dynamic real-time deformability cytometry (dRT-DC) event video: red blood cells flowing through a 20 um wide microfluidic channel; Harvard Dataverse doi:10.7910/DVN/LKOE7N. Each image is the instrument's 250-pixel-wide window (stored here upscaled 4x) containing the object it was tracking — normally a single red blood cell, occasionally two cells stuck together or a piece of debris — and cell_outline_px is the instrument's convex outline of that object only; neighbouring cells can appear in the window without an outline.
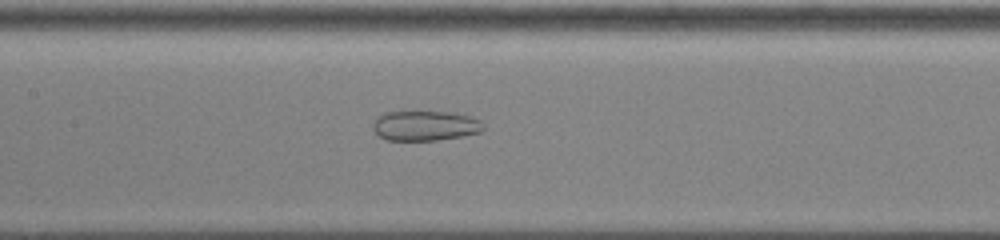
{"species": "common noctule bat (a hibernating species)", "species_latin": "Nyctalus noctula", "temperature_condition": "cold", "stored_images_in_passage": 38, "camera_frame_rate_fps": 3000, "um_per_image_px": 0.085, "animal": {"sex": "male", "body_mass_g": 13.0, "forearm_length_mm": 53.1}, "frame": {"image": 1, "passage_image": 12, "time_ms": 3.667, "image_size_px": [1000, 240], "cell_outline_px": [[484, 128], [480, 132], [464, 136], [436, 140], [388, 140], [380, 136], [372, 128], [372, 124], [380, 116], [388, 112], [452, 112], [468, 116], [480, 120], [484, 124]], "centroid_in_image_um": [36.17, 10.69], "position_along_channel_um": 171.2, "area_um2": 19.07}}
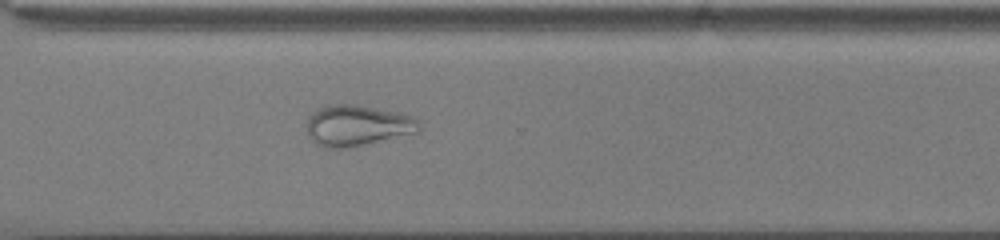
{"frame": {"image": 2, "passage_image": 25, "time_ms": 8.0, "image_size_px": [1000, 240], "cell_outline_px": [[420, 132], [348, 148], [324, 148], [316, 144], [308, 136], [304, 124], [308, 116], [312, 112], [328, 104], [352, 104], [396, 112], [412, 116], [420, 124]], "centroid_in_image_um": [30.31, 10.68], "position_along_channel_um": 340.3, "area_um2": 27.05}}
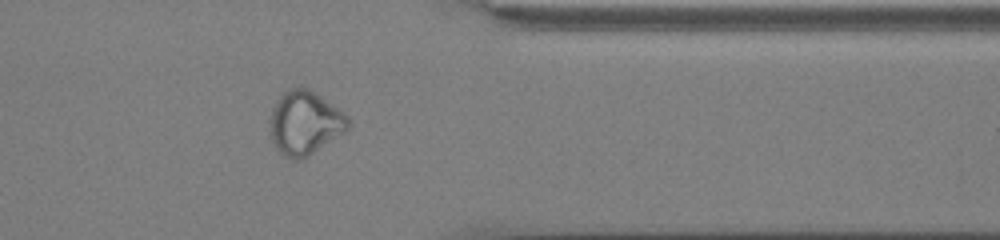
{"frame": {"image": 3, "passage_image": 29, "time_ms": 9.333, "image_size_px": [1000, 240], "cell_outline_px": [[348, 128], [344, 132], [308, 156], [300, 160], [292, 160], [284, 156], [276, 148], [272, 140], [272, 108], [280, 96], [288, 88], [308, 88], [348, 116]], "centroid_in_image_um": [25.91, 10.46], "position_along_channel_um": 385.5, "area_um2": 28.26}, "authors_computed_cell_mechanics": {"area_um2": 26.7036, "velocity_mm_per_s": 3.9135, "shape_relaxation_time_tau1_ms": null, "shape_relaxation_time_tau2_ms": 1.3544, "deformation_change_tau1": null, "deformation_change_tau2": 0.0716}}